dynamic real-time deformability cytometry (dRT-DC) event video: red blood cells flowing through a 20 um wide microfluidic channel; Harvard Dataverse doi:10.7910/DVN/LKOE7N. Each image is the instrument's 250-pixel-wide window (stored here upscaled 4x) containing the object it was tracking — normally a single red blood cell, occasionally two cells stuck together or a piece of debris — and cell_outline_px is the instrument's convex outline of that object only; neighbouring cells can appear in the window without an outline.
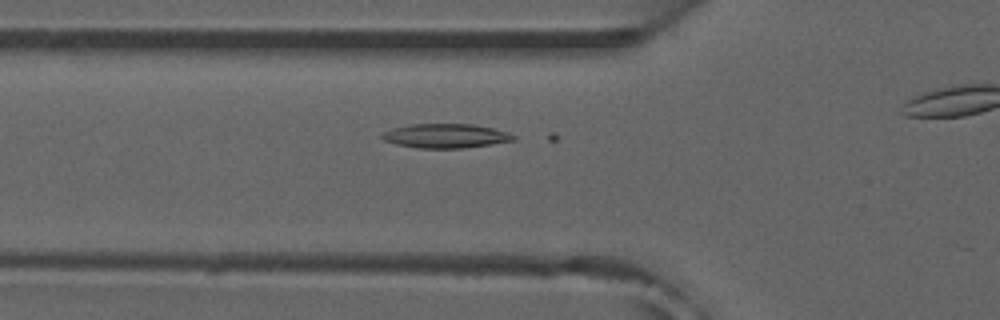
{"species": "common noctule bat (a hibernating species)", "species_latin": "Nyctalus noctula", "temperature_condition": "room temperature", "stored_images_in_passage": 8, "camera_frame_rate_fps": 3000, "um_per_image_px": 0.085, "animal": {"sex": "male", "forearm_length_mm": 52.5}, "frame": {"image": 1, "passage_image": 7, "time_ms": 2.0, "image_size_px": [1000, 320], "cell_outline_px": [[516, 140], [464, 148], [420, 148], [396, 144], [384, 140], [380, 136], [384, 132], [392, 128], [412, 124], [472, 124], [492, 128], [508, 132], [516, 136]], "centroid_in_image_um": [37.89, 11.55], "position_along_channel_um": 87.9, "area_um2": 18.44}}